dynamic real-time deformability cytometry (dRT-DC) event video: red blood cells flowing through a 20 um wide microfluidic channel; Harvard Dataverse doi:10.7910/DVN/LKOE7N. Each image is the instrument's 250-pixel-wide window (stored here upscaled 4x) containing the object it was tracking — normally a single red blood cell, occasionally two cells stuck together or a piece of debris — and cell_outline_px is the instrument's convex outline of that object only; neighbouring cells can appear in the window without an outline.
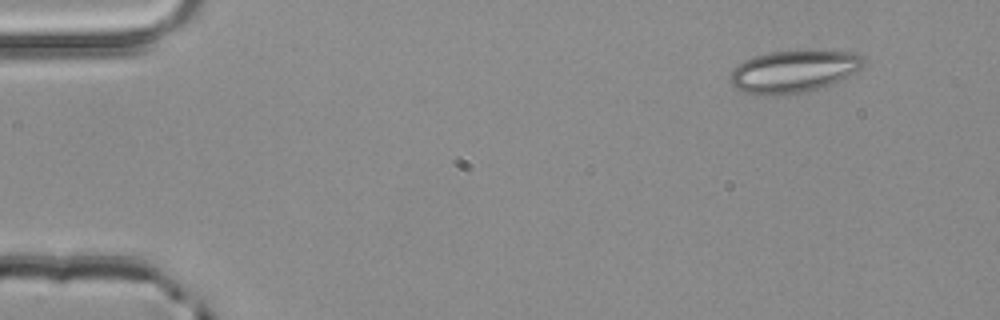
{"species": "common noctule bat (a hibernating species)", "species_latin": "Nyctalus noctula", "temperature_condition": "room temperature", "stored_images_in_passage": 3, "camera_frame_rate_fps": 3000, "um_per_image_px": 0.085, "animal": {"sex": "male", "body_mass_g": 20.4}, "frame": {"image": 1, "passage_image": 1, "time_ms": 0.0, "image_size_px": [1000, 320], "cell_outline_px": [[864, 64], [856, 72], [840, 80], [804, 92], [788, 96], [756, 96], [744, 92], [736, 88], [732, 84], [732, 72], [744, 60], [752, 56], [772, 52], [856, 52], [864, 56]], "centroid_in_image_um": [67.45, 6.11], "position_along_channel_um": 17.6, "area_um2": 32.43}}